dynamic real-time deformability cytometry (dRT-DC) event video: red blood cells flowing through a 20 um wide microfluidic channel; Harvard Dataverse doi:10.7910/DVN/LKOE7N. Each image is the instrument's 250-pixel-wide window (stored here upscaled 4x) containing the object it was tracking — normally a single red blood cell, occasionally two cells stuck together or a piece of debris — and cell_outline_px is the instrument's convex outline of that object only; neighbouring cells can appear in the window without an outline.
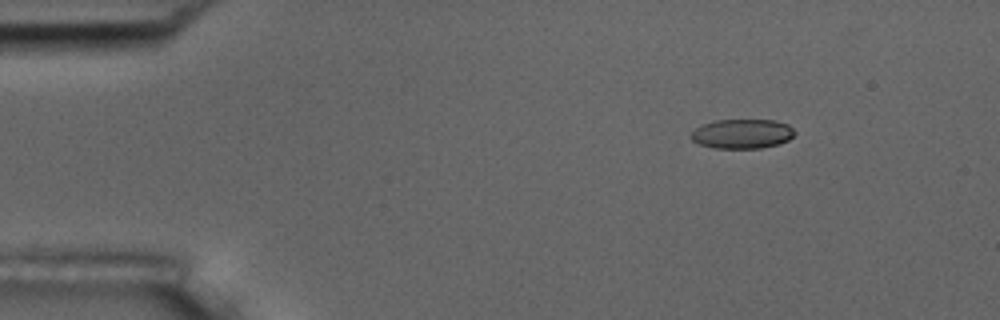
{"species": "common noctule bat (a hibernating species)", "species_latin": "Nyctalus noctula", "temperature_condition": "room temperature", "stored_images_in_passage": 3, "camera_frame_rate_fps": 3000, "um_per_image_px": 0.085, "animal": {"sex": "male", "body_mass_g": 17.5, "forearm_length_mm": 52.3}, "frame": {"image": 1, "passage_image": 1, "time_ms": 0.0, "image_size_px": [1000, 320], "cell_outline_px": [[796, 132], [788, 140], [776, 144], [760, 148], [716, 148], [700, 144], [692, 140], [688, 136], [696, 128], [704, 124], [716, 120], [776, 120], [788, 124]], "centroid_in_image_um": [63.08, 11.36], "position_along_channel_um": 21.9, "area_um2": 17.69}}